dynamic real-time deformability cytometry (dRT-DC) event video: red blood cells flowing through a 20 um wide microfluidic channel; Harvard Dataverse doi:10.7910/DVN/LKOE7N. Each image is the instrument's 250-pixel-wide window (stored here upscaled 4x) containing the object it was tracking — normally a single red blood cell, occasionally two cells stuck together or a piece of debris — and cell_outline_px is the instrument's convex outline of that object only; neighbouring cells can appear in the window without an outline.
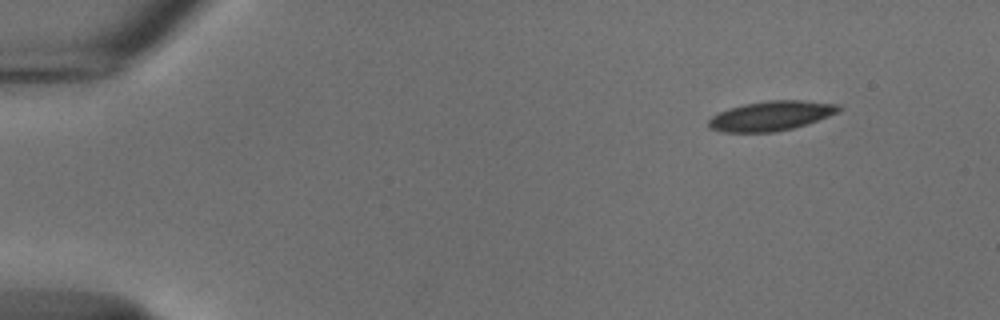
{"species": "common noctule bat (a hibernating species)", "species_latin": "Nyctalus noctula", "temperature_condition": "cold", "stored_images_in_passage": 49, "camera_frame_rate_fps": 3000, "um_per_image_px": 0.085, "animal": {"sex": "male", "body_mass_g": 18.8}, "frame": {"image": 1, "passage_image": 1, "time_ms": 0.0, "image_size_px": [1000, 320], "cell_outline_px": [[844, 108], [828, 116], [808, 124], [776, 132], [724, 132], [708, 128], [708, 120], [712, 116], [728, 108], [744, 104], [768, 100], [804, 100], [840, 104]], "centroid_in_image_um": [65.55, 9.84], "position_along_channel_um": 19.4, "area_um2": 22.6}}
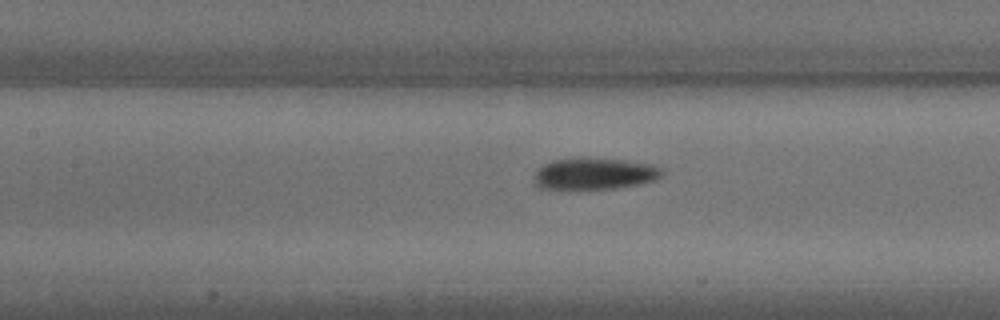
{"frame": {"image": 2, "passage_image": 20, "time_ms": 6.333, "image_size_px": [1000, 320], "cell_outline_px": [[664, 172], [656, 180], [640, 184], [616, 188], [540, 188], [536, 184], [536, 172], [544, 164], [552, 160], [580, 156], [624, 160], [652, 164], [660, 168]], "centroid_in_image_um": [50.57, 14.73], "position_along_channel_um": 156.8, "area_um2": 23.52}}
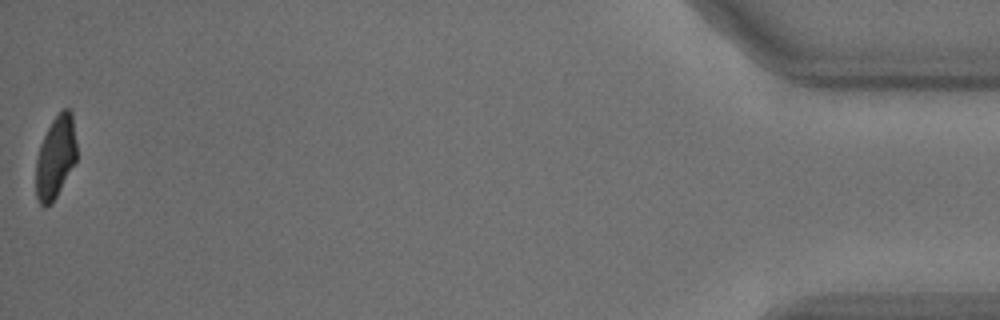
{"frame": {"image": 3, "passage_image": 49, "time_ms": 16.0, "image_size_px": [1000, 320], "cell_outline_px": [[76, 160], [52, 204], [44, 208], [40, 204], [36, 196], [36, 160], [40, 144], [52, 120], [64, 108], [68, 108], [72, 112], [76, 144]], "centroid_in_image_um": [4.71, 13.38], "position_along_channel_um": 430.5, "area_um2": 19.48}, "authors_computed_cell_mechanics": {"area_um2": 22.7154, "velocity_mm_per_s": 3.7425, "shape_relaxation_time_tau1_ms": 4.6557, "shape_relaxation_time_tau2_ms": null, "deformation_change_tau1": 0.1156, "deformation_change_tau2": null}}